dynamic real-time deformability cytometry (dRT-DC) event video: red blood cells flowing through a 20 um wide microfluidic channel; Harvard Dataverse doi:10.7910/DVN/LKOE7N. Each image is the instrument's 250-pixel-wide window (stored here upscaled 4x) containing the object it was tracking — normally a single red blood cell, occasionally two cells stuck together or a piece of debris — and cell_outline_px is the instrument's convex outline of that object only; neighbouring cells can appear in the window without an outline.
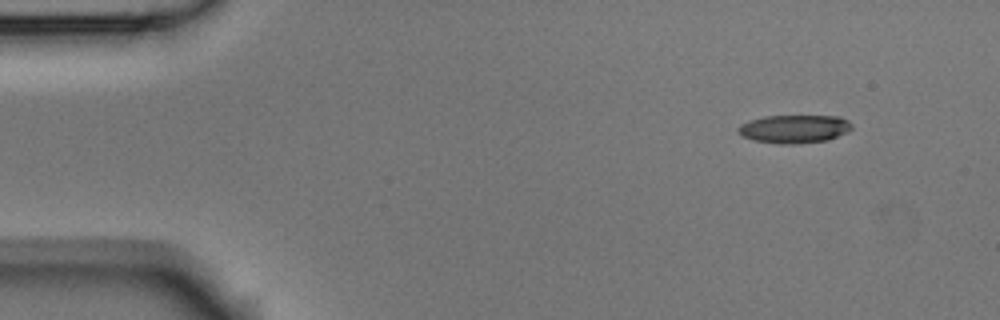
{"species": "Egyptian fruit bat (a non-hibernating species)", "species_latin": "Rousettus aegyptiacus", "temperature_condition": "room temperature", "stored_images_in_passage": 4, "camera_frame_rate_fps": 3000, "um_per_image_px": 0.085, "animal": {"sex": "male"}, "frame": {"image": 1, "passage_image": 1, "time_ms": 0.0, "image_size_px": [1000, 320], "cell_outline_px": [[852, 128], [848, 132], [828, 140], [796, 144], [784, 144], [756, 140], [740, 136], [736, 132], [736, 128], [740, 124], [748, 120], [764, 116], [840, 116], [848, 120], [852, 124]], "centroid_in_image_um": [67.5, 10.95], "position_along_channel_um": 17.5, "area_um2": 18.9}}
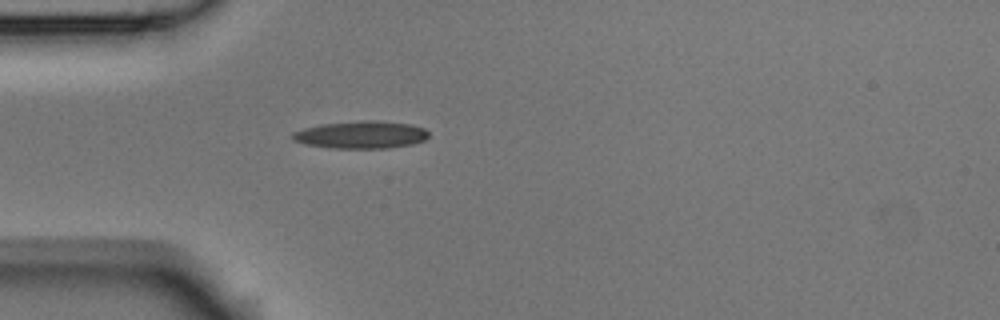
{"frame": {"image": 2, "passage_image": 4, "time_ms": 1.0, "image_size_px": [1000, 320], "cell_outline_px": [[428, 136], [424, 140], [412, 144], [388, 148], [332, 148], [304, 144], [292, 140], [288, 136], [292, 132], [304, 128], [320, 124], [360, 120], [376, 120], [412, 124], [424, 128], [428, 132]], "centroid_in_image_um": [30.64, 11.44], "position_along_channel_um": 54.4, "area_um2": 22.08}}